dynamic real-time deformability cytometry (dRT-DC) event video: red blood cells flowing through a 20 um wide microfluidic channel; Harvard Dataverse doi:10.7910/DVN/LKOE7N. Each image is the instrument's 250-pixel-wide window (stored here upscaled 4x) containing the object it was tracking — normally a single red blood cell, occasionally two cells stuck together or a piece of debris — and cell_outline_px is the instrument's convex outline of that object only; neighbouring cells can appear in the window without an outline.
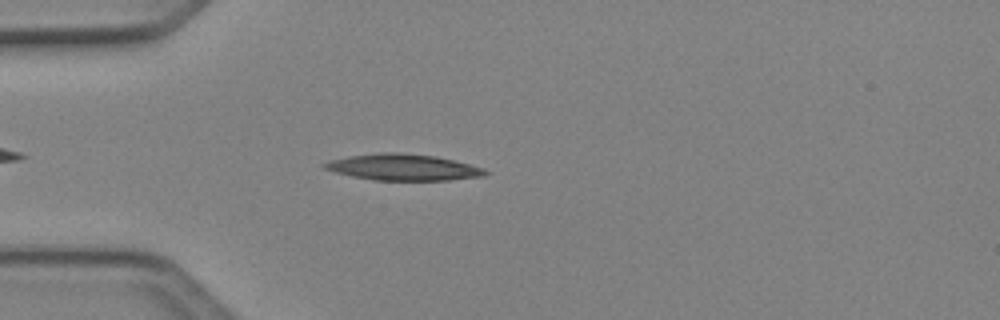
{"species": "Egyptian fruit bat (a non-hibernating species)", "species_latin": "Rousettus aegyptiacus", "temperature_condition": "cold", "stored_images_in_passage": 4, "camera_frame_rate_fps": 3000, "um_per_image_px": 0.085, "animal": {"sex": "female"}, "frame": {"image": 1, "passage_image": 4, "time_ms": 1.0, "image_size_px": [1000, 320], "cell_outline_px": [[488, 172], [484, 176], [448, 180], [376, 180], [352, 176], [336, 172], [324, 168], [320, 164], [332, 160], [348, 156], [380, 152], [396, 152], [436, 156], [484, 168]], "centroid_in_image_um": [34.25, 14.21], "position_along_channel_um": 50.7, "area_um2": 24.39}}